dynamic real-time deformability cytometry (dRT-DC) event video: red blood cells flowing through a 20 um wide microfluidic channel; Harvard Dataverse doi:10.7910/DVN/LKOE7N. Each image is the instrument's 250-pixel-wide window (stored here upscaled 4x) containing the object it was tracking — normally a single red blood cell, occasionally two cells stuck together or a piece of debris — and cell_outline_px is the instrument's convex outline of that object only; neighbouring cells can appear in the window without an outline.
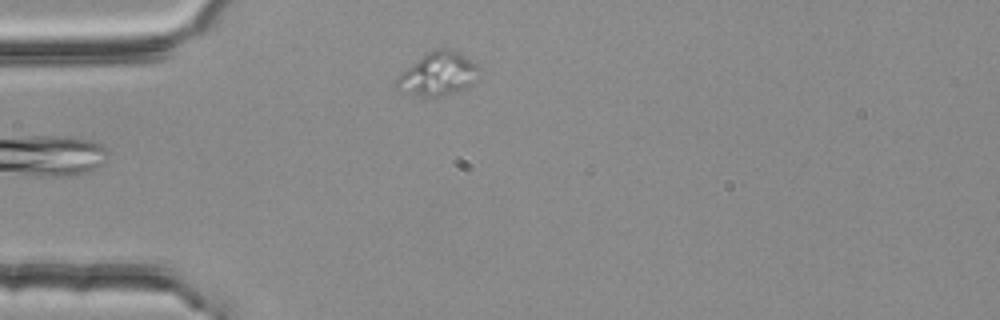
{"species": "common noctule bat (a hibernating species)", "species_latin": "Nyctalus noctula", "temperature_condition": "room temperature", "stored_images_in_passage": 2, "camera_frame_rate_fps": 3000, "um_per_image_px": 0.085, "animal": {"sex": "female", "body_mass_g": 25.1}, "frame": {"image": 1, "passage_image": 2, "time_ms": 0.333, "image_size_px": [1000, 320], "cell_outline_px": [[480, 76], [472, 84], [464, 88], [452, 92], [436, 96], [424, 96], [404, 92], [396, 88], [396, 80], [412, 64], [428, 52], [436, 48], [452, 48], [460, 52], [476, 64], [480, 68]], "centroid_in_image_um": [37.3, 6.25], "position_along_channel_um": 47.7, "area_um2": 20.4}}